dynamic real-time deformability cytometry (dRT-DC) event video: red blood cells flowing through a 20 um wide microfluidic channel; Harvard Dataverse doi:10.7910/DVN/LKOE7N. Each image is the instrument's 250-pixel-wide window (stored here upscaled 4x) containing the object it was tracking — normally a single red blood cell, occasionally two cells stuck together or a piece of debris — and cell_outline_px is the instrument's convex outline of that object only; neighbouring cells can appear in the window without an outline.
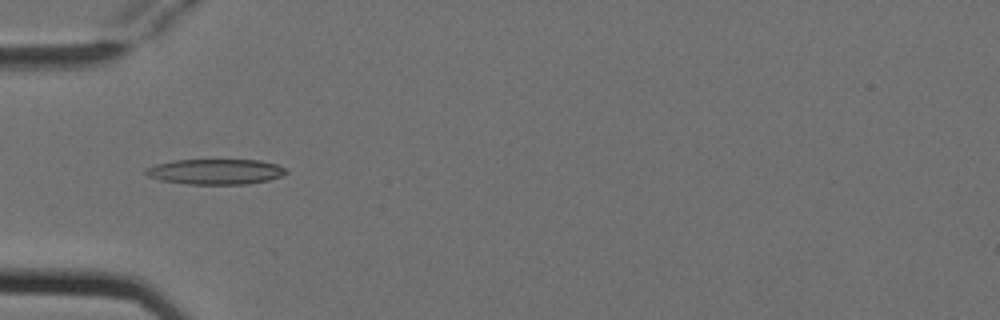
{"species": "Egyptian fruit bat (a non-hibernating species)", "species_latin": "Rousettus aegyptiacus", "temperature_condition": "cold", "stored_images_in_passage": 6, "camera_frame_rate_fps": 3000, "um_per_image_px": 0.085, "animal": {"sex": "female"}, "frame": {"image": 1, "passage_image": 4, "time_ms": 1.0, "image_size_px": [1000, 320], "cell_outline_px": [[288, 172], [280, 176], [268, 180], [248, 184], [188, 184], [160, 180], [148, 176], [144, 172], [144, 168], [156, 164], [172, 160], [260, 160], [276, 164], [284, 168]], "centroid_in_image_um": [18.28, 14.59], "position_along_channel_um": 66.7, "area_um2": 20.75}}
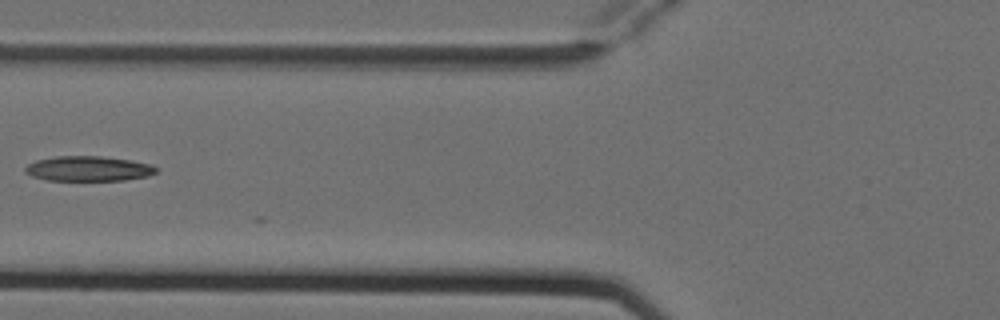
{"frame": {"image": 2, "passage_image": 5, "time_ms": 1.333, "image_size_px": [1000, 320], "cell_outline_px": [[160, 168], [156, 172], [148, 176], [124, 180], [48, 180], [32, 176], [24, 172], [24, 168], [28, 164], [36, 160], [56, 156], [100, 156], [132, 160], [152, 164]], "centroid_in_image_um": [7.54, 14.33], "position_along_channel_um": 118.3, "area_um2": 19.19}}
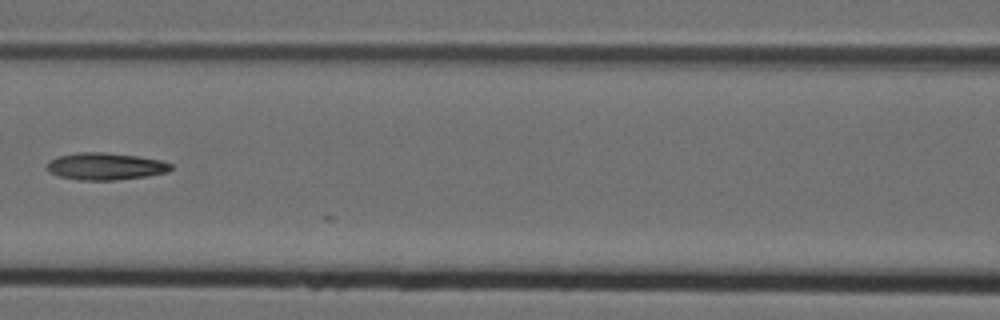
{"frame": {"image": 3, "passage_image": 6, "time_ms": 1.667, "image_size_px": [1000, 320], "cell_outline_px": [[172, 168], [168, 172], [144, 176], [116, 180], [80, 180], [60, 176], [48, 172], [48, 164], [52, 160], [60, 156], [76, 152], [104, 152], [136, 156], [160, 160], [172, 164]], "centroid_in_image_um": [8.98, 14.14], "position_along_channel_um": 157.6, "area_um2": 19.31}}